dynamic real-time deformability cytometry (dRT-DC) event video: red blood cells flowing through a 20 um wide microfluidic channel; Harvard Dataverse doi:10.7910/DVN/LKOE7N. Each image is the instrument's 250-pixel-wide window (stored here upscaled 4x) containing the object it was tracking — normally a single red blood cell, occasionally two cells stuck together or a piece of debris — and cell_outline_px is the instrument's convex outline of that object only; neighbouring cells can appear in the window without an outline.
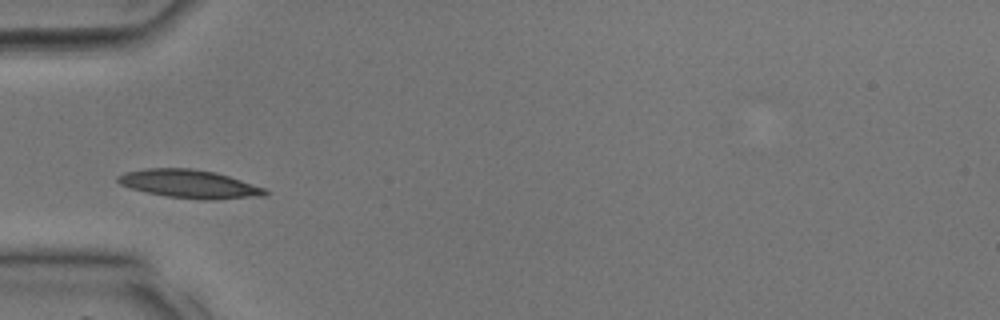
{"species": "common noctule bat (a hibernating species)", "species_latin": "Nyctalus noctula", "temperature_condition": "room temperature", "stored_images_in_passage": 25, "camera_frame_rate_fps": 3000, "um_per_image_px": 0.085, "animal": {"sex": "male", "body_mass_g": 17.9, "forearm_length_mm": 54.2}, "frame": {"image": 1, "passage_image": 1, "time_ms": 0.0, "image_size_px": [1000, 320], "cell_outline_px": [[268, 192], [264, 196], [212, 200], [200, 200], [168, 196], [148, 192], [132, 188], [120, 184], [116, 180], [116, 176], [124, 172], [144, 168], [192, 168], [216, 172], [264, 188]], "centroid_in_image_um": [16.08, 15.63], "position_along_channel_um": 68.9, "area_um2": 24.22}}
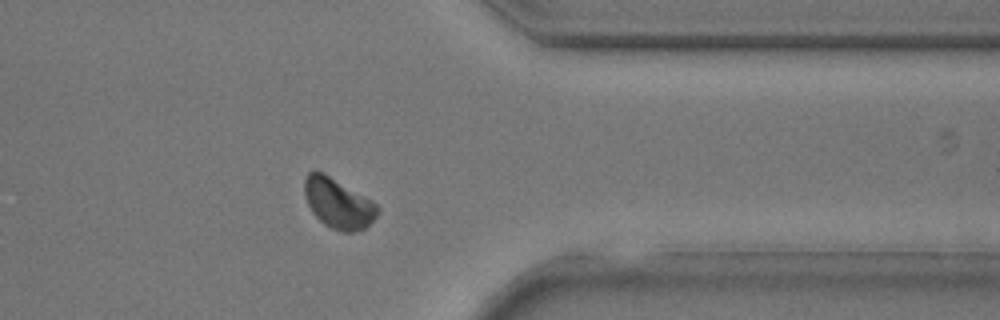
{"frame": {"image": 2, "passage_image": 18, "time_ms": 5.667, "image_size_px": [1000, 320], "cell_outline_px": [[380, 212], [364, 228], [352, 232], [344, 232], [332, 228], [324, 224], [312, 212], [308, 204], [304, 192], [304, 180], [308, 172], [324, 172], [372, 200], [380, 208]], "centroid_in_image_um": [28.75, 17.27], "position_along_channel_um": 382.7, "area_um2": 21.15}}
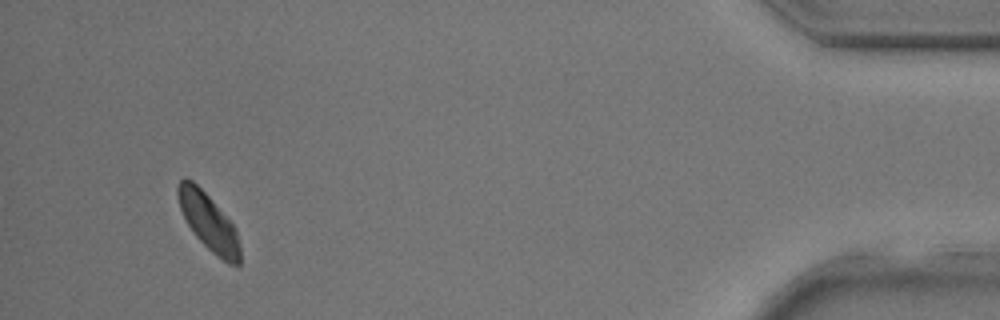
{"frame": {"image": 3, "passage_image": 23, "time_ms": 7.333, "image_size_px": [1000, 320], "cell_outline_px": [[240, 264], [228, 264], [212, 252], [196, 236], [188, 224], [180, 208], [176, 196], [176, 188], [180, 180], [184, 176], [192, 180], [208, 196], [232, 224], [236, 232], [240, 244]], "centroid_in_image_um": [17.7, 18.85], "position_along_channel_um": 417.5, "area_um2": 20.17}}